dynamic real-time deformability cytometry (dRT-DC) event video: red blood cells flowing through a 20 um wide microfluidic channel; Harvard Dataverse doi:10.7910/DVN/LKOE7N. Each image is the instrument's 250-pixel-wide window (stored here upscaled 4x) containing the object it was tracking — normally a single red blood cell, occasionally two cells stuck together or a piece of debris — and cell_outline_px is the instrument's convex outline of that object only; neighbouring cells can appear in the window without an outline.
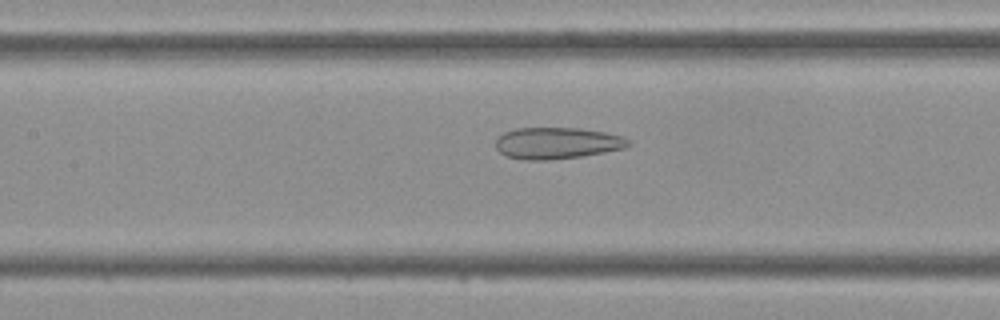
{"species": "Egyptian fruit bat (a non-hibernating species)", "species_latin": "Rousettus aegyptiacus", "temperature_condition": "cold", "stored_images_in_passage": 44, "camera_frame_rate_fps": 3000, "um_per_image_px": 0.085, "frame": {"image": 1, "passage_image": 20, "time_ms": 6.333, "image_size_px": [1000, 320], "cell_outline_px": [[632, 144], [624, 148], [604, 152], [580, 156], [552, 160], [524, 160], [504, 156], [496, 148], [496, 140], [504, 132], [516, 128], [580, 128], [604, 132], [624, 136], [632, 140]], "centroid_in_image_um": [47.37, 12.17], "position_along_channel_um": 160.0, "area_um2": 24.57}}
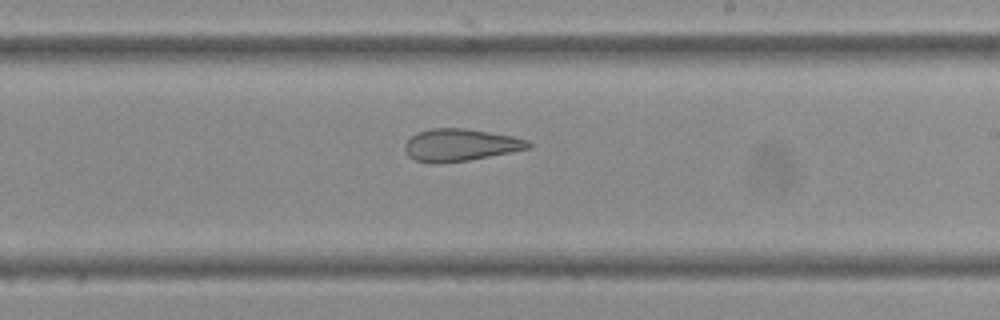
{"frame": {"image": 2, "passage_image": 26, "time_ms": 8.333, "image_size_px": [1000, 320], "cell_outline_px": [[532, 148], [512, 152], [468, 160], [416, 160], [408, 156], [404, 148], [404, 144], [416, 132], [432, 128], [464, 128], [512, 136], [528, 140], [532, 144]], "centroid_in_image_um": [39.18, 12.28], "position_along_channel_um": 249.8, "area_um2": 22.48}}
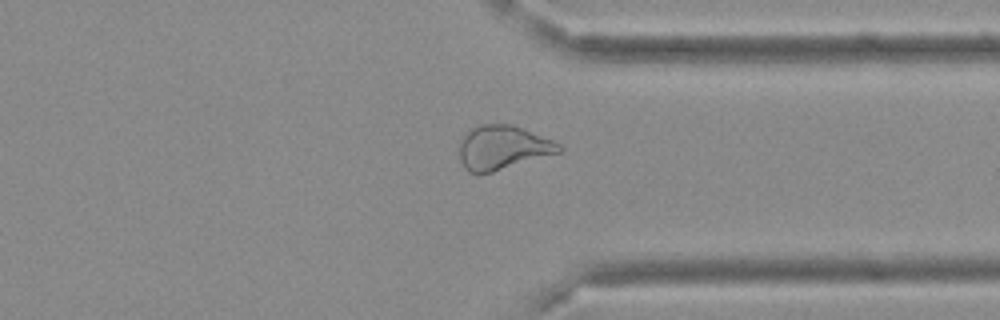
{"frame": {"image": 3, "passage_image": 34, "time_ms": 11.0, "image_size_px": [1000, 320], "cell_outline_px": [[564, 148], [560, 152], [480, 176], [468, 172], [464, 168], [460, 160], [460, 140], [472, 128], [480, 124], [512, 124], [552, 140], [560, 144]], "centroid_in_image_um": [42.7, 12.57], "position_along_channel_um": 368.7, "area_um2": 25.72}}